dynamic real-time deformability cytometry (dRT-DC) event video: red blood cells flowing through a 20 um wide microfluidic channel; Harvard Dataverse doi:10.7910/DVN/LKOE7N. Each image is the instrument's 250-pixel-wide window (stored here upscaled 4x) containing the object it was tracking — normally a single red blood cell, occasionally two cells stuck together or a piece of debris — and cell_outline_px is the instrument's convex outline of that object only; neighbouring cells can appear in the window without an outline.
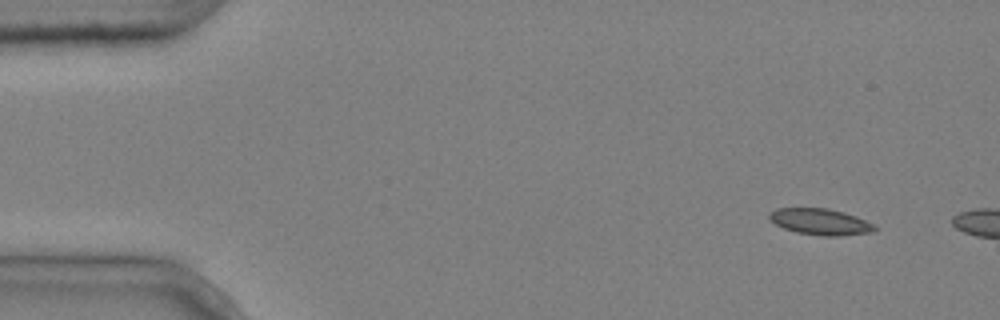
{"species": "common noctule bat (a hibernating species)", "species_latin": "Nyctalus noctula", "temperature_condition": "cold", "stored_images_in_passage": 5, "segment_of_instrument_passage": [2, 2], "camera_frame_rate_fps": 3000, "um_per_image_px": 0.085, "animal": {"sex": "male", "body_mass_g": 20.4}, "frame": {"image": 1, "passage_image": 5, "time_ms": 1.333, "image_size_px": [1000, 320], "cell_outline_px": [[876, 232], [840, 236], [824, 236], [796, 232], [784, 228], [776, 224], [768, 216], [768, 212], [776, 208], [828, 208], [844, 212], [856, 216], [872, 224], [876, 228]], "centroid_in_image_um": [69.73, 18.85], "position_along_channel_um": 15.3, "area_um2": 16.13}}